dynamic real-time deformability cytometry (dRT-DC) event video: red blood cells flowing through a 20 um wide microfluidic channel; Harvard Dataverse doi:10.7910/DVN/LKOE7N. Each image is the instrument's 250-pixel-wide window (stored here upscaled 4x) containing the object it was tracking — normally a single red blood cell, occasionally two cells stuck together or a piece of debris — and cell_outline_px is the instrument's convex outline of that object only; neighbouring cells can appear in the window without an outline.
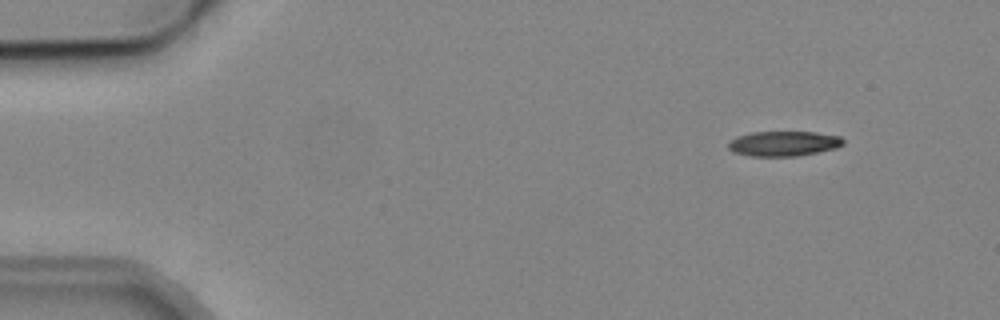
{"species": "common noctule bat (a hibernating species)", "species_latin": "Nyctalus noctula", "temperature_condition": "cold", "stored_images_in_passage": 6, "camera_frame_rate_fps": 3000, "um_per_image_px": 0.085, "animal": {"sex": "male", "body_mass_g": 19.2, "forearm_length_mm": 51.8}, "frame": {"image": 1, "passage_image": 2, "time_ms": 1.333, "image_size_px": [1000, 320], "cell_outline_px": [[844, 144], [836, 148], [796, 156], [752, 156], [732, 152], [728, 148], [728, 140], [736, 136], [752, 132], [816, 132], [840, 136], [844, 140]], "centroid_in_image_um": [66.57, 12.2], "position_along_channel_um": 18.4, "area_um2": 16.82}}